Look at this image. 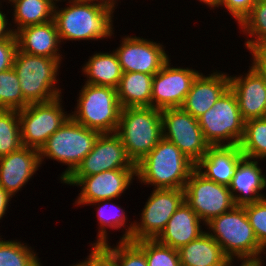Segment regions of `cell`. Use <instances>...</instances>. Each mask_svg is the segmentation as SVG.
<instances>
[{"instance_id": "1", "label": "cell", "mask_w": 266, "mask_h": 266, "mask_svg": "<svg viewBox=\"0 0 266 266\" xmlns=\"http://www.w3.org/2000/svg\"><path fill=\"white\" fill-rule=\"evenodd\" d=\"M65 1V7H61L60 3ZM114 16L111 10L87 0H57L54 9V21L62 45L67 41L115 38Z\"/></svg>"}, {"instance_id": "2", "label": "cell", "mask_w": 266, "mask_h": 266, "mask_svg": "<svg viewBox=\"0 0 266 266\" xmlns=\"http://www.w3.org/2000/svg\"><path fill=\"white\" fill-rule=\"evenodd\" d=\"M196 165L171 141L161 138L138 164L136 183L152 189H184Z\"/></svg>"}, {"instance_id": "3", "label": "cell", "mask_w": 266, "mask_h": 266, "mask_svg": "<svg viewBox=\"0 0 266 266\" xmlns=\"http://www.w3.org/2000/svg\"><path fill=\"white\" fill-rule=\"evenodd\" d=\"M204 228L230 260H265L266 251L254 235L244 206L213 218Z\"/></svg>"}, {"instance_id": "4", "label": "cell", "mask_w": 266, "mask_h": 266, "mask_svg": "<svg viewBox=\"0 0 266 266\" xmlns=\"http://www.w3.org/2000/svg\"><path fill=\"white\" fill-rule=\"evenodd\" d=\"M62 61L27 54L17 49L13 68L19 78L23 97L29 104L45 103L62 96L63 89L59 86Z\"/></svg>"}, {"instance_id": "5", "label": "cell", "mask_w": 266, "mask_h": 266, "mask_svg": "<svg viewBox=\"0 0 266 266\" xmlns=\"http://www.w3.org/2000/svg\"><path fill=\"white\" fill-rule=\"evenodd\" d=\"M100 134L99 131L88 129L70 117L39 150L41 166L48 159L67 166L58 177L62 182L93 149Z\"/></svg>"}, {"instance_id": "6", "label": "cell", "mask_w": 266, "mask_h": 266, "mask_svg": "<svg viewBox=\"0 0 266 266\" xmlns=\"http://www.w3.org/2000/svg\"><path fill=\"white\" fill-rule=\"evenodd\" d=\"M116 134L130 159L138 164L163 137L161 110L140 106L122 108Z\"/></svg>"}, {"instance_id": "7", "label": "cell", "mask_w": 266, "mask_h": 266, "mask_svg": "<svg viewBox=\"0 0 266 266\" xmlns=\"http://www.w3.org/2000/svg\"><path fill=\"white\" fill-rule=\"evenodd\" d=\"M78 90L77 103L70 115L88 129L103 133H116L121 106L117 89L84 83Z\"/></svg>"}, {"instance_id": "8", "label": "cell", "mask_w": 266, "mask_h": 266, "mask_svg": "<svg viewBox=\"0 0 266 266\" xmlns=\"http://www.w3.org/2000/svg\"><path fill=\"white\" fill-rule=\"evenodd\" d=\"M198 122L210 146H239L242 140L245 121L231 88L198 118Z\"/></svg>"}, {"instance_id": "9", "label": "cell", "mask_w": 266, "mask_h": 266, "mask_svg": "<svg viewBox=\"0 0 266 266\" xmlns=\"http://www.w3.org/2000/svg\"><path fill=\"white\" fill-rule=\"evenodd\" d=\"M63 98L62 95L49 102L31 103L18 110L24 147L40 150L47 139L71 117L70 112L65 111Z\"/></svg>"}, {"instance_id": "10", "label": "cell", "mask_w": 266, "mask_h": 266, "mask_svg": "<svg viewBox=\"0 0 266 266\" xmlns=\"http://www.w3.org/2000/svg\"><path fill=\"white\" fill-rule=\"evenodd\" d=\"M183 190L184 201L204 225L236 206L229 186L207 179L196 168L191 172Z\"/></svg>"}, {"instance_id": "11", "label": "cell", "mask_w": 266, "mask_h": 266, "mask_svg": "<svg viewBox=\"0 0 266 266\" xmlns=\"http://www.w3.org/2000/svg\"><path fill=\"white\" fill-rule=\"evenodd\" d=\"M135 179L136 169H117L85 177H66L61 183L81 189L73 205L84 207L96 201L119 200L131 188Z\"/></svg>"}, {"instance_id": "12", "label": "cell", "mask_w": 266, "mask_h": 266, "mask_svg": "<svg viewBox=\"0 0 266 266\" xmlns=\"http://www.w3.org/2000/svg\"><path fill=\"white\" fill-rule=\"evenodd\" d=\"M163 138L175 144L195 165L211 147L197 118L181 107L161 110Z\"/></svg>"}, {"instance_id": "13", "label": "cell", "mask_w": 266, "mask_h": 266, "mask_svg": "<svg viewBox=\"0 0 266 266\" xmlns=\"http://www.w3.org/2000/svg\"><path fill=\"white\" fill-rule=\"evenodd\" d=\"M183 202V189H153L138 215L140 219L134 221L130 241L156 239Z\"/></svg>"}, {"instance_id": "14", "label": "cell", "mask_w": 266, "mask_h": 266, "mask_svg": "<svg viewBox=\"0 0 266 266\" xmlns=\"http://www.w3.org/2000/svg\"><path fill=\"white\" fill-rule=\"evenodd\" d=\"M121 36L120 44L113 48L122 72H142L155 75L170 59L166 46L160 41L137 35ZM167 52V53H166Z\"/></svg>"}, {"instance_id": "15", "label": "cell", "mask_w": 266, "mask_h": 266, "mask_svg": "<svg viewBox=\"0 0 266 266\" xmlns=\"http://www.w3.org/2000/svg\"><path fill=\"white\" fill-rule=\"evenodd\" d=\"M171 58L154 75L152 81L151 107L156 109L181 107L193 80L201 72L184 66H173ZM172 64V65H171Z\"/></svg>"}, {"instance_id": "16", "label": "cell", "mask_w": 266, "mask_h": 266, "mask_svg": "<svg viewBox=\"0 0 266 266\" xmlns=\"http://www.w3.org/2000/svg\"><path fill=\"white\" fill-rule=\"evenodd\" d=\"M136 169L116 133L100 134L93 149L68 177H85L107 170Z\"/></svg>"}, {"instance_id": "17", "label": "cell", "mask_w": 266, "mask_h": 266, "mask_svg": "<svg viewBox=\"0 0 266 266\" xmlns=\"http://www.w3.org/2000/svg\"><path fill=\"white\" fill-rule=\"evenodd\" d=\"M41 167L39 150L22 146L19 150L0 157V186L15 197L34 179Z\"/></svg>"}, {"instance_id": "18", "label": "cell", "mask_w": 266, "mask_h": 266, "mask_svg": "<svg viewBox=\"0 0 266 266\" xmlns=\"http://www.w3.org/2000/svg\"><path fill=\"white\" fill-rule=\"evenodd\" d=\"M212 70L205 75L200 72L193 80L181 108L199 118L230 88V76L227 72Z\"/></svg>"}, {"instance_id": "19", "label": "cell", "mask_w": 266, "mask_h": 266, "mask_svg": "<svg viewBox=\"0 0 266 266\" xmlns=\"http://www.w3.org/2000/svg\"><path fill=\"white\" fill-rule=\"evenodd\" d=\"M243 74L230 75V88L235 93L244 121L266 117V82L250 65Z\"/></svg>"}, {"instance_id": "20", "label": "cell", "mask_w": 266, "mask_h": 266, "mask_svg": "<svg viewBox=\"0 0 266 266\" xmlns=\"http://www.w3.org/2000/svg\"><path fill=\"white\" fill-rule=\"evenodd\" d=\"M260 160L243 157L229 185L236 206H245L266 198V173ZM260 163V164H259Z\"/></svg>"}, {"instance_id": "21", "label": "cell", "mask_w": 266, "mask_h": 266, "mask_svg": "<svg viewBox=\"0 0 266 266\" xmlns=\"http://www.w3.org/2000/svg\"><path fill=\"white\" fill-rule=\"evenodd\" d=\"M17 49L31 55L54 59H65L62 55V43L54 19L48 22L31 25L15 33Z\"/></svg>"}, {"instance_id": "22", "label": "cell", "mask_w": 266, "mask_h": 266, "mask_svg": "<svg viewBox=\"0 0 266 266\" xmlns=\"http://www.w3.org/2000/svg\"><path fill=\"white\" fill-rule=\"evenodd\" d=\"M114 200L115 199L101 200L88 204L90 207H95V214H97L96 220L98 222L96 240L92 243L89 242L91 248H100L102 245L110 243L109 237L111 236L110 233H108L111 232L110 230H112V232L114 230L116 232L118 230L123 232L122 235L119 236L120 238L118 241H130L134 229V219L133 222L132 220L130 221L128 218L129 215L125 209H123L120 204H115ZM128 221L130 222L128 223ZM108 229L110 230L108 231Z\"/></svg>"}, {"instance_id": "23", "label": "cell", "mask_w": 266, "mask_h": 266, "mask_svg": "<svg viewBox=\"0 0 266 266\" xmlns=\"http://www.w3.org/2000/svg\"><path fill=\"white\" fill-rule=\"evenodd\" d=\"M204 226L195 211L184 201L171 216L165 229L156 240L160 244L178 250L205 232Z\"/></svg>"}, {"instance_id": "24", "label": "cell", "mask_w": 266, "mask_h": 266, "mask_svg": "<svg viewBox=\"0 0 266 266\" xmlns=\"http://www.w3.org/2000/svg\"><path fill=\"white\" fill-rule=\"evenodd\" d=\"M243 157L239 146H211L196 164V169L207 179L229 186Z\"/></svg>"}, {"instance_id": "25", "label": "cell", "mask_w": 266, "mask_h": 266, "mask_svg": "<svg viewBox=\"0 0 266 266\" xmlns=\"http://www.w3.org/2000/svg\"><path fill=\"white\" fill-rule=\"evenodd\" d=\"M87 60L81 65L84 83L117 89L123 72L114 50L96 51Z\"/></svg>"}, {"instance_id": "26", "label": "cell", "mask_w": 266, "mask_h": 266, "mask_svg": "<svg viewBox=\"0 0 266 266\" xmlns=\"http://www.w3.org/2000/svg\"><path fill=\"white\" fill-rule=\"evenodd\" d=\"M181 266H225L230 259L222 247L205 231L178 249Z\"/></svg>"}, {"instance_id": "27", "label": "cell", "mask_w": 266, "mask_h": 266, "mask_svg": "<svg viewBox=\"0 0 266 266\" xmlns=\"http://www.w3.org/2000/svg\"><path fill=\"white\" fill-rule=\"evenodd\" d=\"M153 77L142 72H123L117 87L121 108L151 107Z\"/></svg>"}, {"instance_id": "28", "label": "cell", "mask_w": 266, "mask_h": 266, "mask_svg": "<svg viewBox=\"0 0 266 266\" xmlns=\"http://www.w3.org/2000/svg\"><path fill=\"white\" fill-rule=\"evenodd\" d=\"M57 0H8L13 10L11 27L14 34L27 26L42 24L54 19Z\"/></svg>"}, {"instance_id": "29", "label": "cell", "mask_w": 266, "mask_h": 266, "mask_svg": "<svg viewBox=\"0 0 266 266\" xmlns=\"http://www.w3.org/2000/svg\"><path fill=\"white\" fill-rule=\"evenodd\" d=\"M239 148L246 158L266 161V117L244 122Z\"/></svg>"}, {"instance_id": "30", "label": "cell", "mask_w": 266, "mask_h": 266, "mask_svg": "<svg viewBox=\"0 0 266 266\" xmlns=\"http://www.w3.org/2000/svg\"><path fill=\"white\" fill-rule=\"evenodd\" d=\"M40 259L27 242L0 238V266H40Z\"/></svg>"}, {"instance_id": "31", "label": "cell", "mask_w": 266, "mask_h": 266, "mask_svg": "<svg viewBox=\"0 0 266 266\" xmlns=\"http://www.w3.org/2000/svg\"><path fill=\"white\" fill-rule=\"evenodd\" d=\"M238 28L246 36L244 46L260 45L266 39V3L257 0Z\"/></svg>"}, {"instance_id": "32", "label": "cell", "mask_w": 266, "mask_h": 266, "mask_svg": "<svg viewBox=\"0 0 266 266\" xmlns=\"http://www.w3.org/2000/svg\"><path fill=\"white\" fill-rule=\"evenodd\" d=\"M22 146L18 110L0 109V157Z\"/></svg>"}, {"instance_id": "33", "label": "cell", "mask_w": 266, "mask_h": 266, "mask_svg": "<svg viewBox=\"0 0 266 266\" xmlns=\"http://www.w3.org/2000/svg\"><path fill=\"white\" fill-rule=\"evenodd\" d=\"M116 266H148L145 253L131 241L107 243L99 248Z\"/></svg>"}, {"instance_id": "34", "label": "cell", "mask_w": 266, "mask_h": 266, "mask_svg": "<svg viewBox=\"0 0 266 266\" xmlns=\"http://www.w3.org/2000/svg\"><path fill=\"white\" fill-rule=\"evenodd\" d=\"M28 105L14 68L0 72V109L21 110Z\"/></svg>"}, {"instance_id": "35", "label": "cell", "mask_w": 266, "mask_h": 266, "mask_svg": "<svg viewBox=\"0 0 266 266\" xmlns=\"http://www.w3.org/2000/svg\"><path fill=\"white\" fill-rule=\"evenodd\" d=\"M134 243L145 253L148 266H181L177 249L160 244L156 239Z\"/></svg>"}, {"instance_id": "36", "label": "cell", "mask_w": 266, "mask_h": 266, "mask_svg": "<svg viewBox=\"0 0 266 266\" xmlns=\"http://www.w3.org/2000/svg\"><path fill=\"white\" fill-rule=\"evenodd\" d=\"M244 209L257 241L266 251V198L245 205Z\"/></svg>"}, {"instance_id": "37", "label": "cell", "mask_w": 266, "mask_h": 266, "mask_svg": "<svg viewBox=\"0 0 266 266\" xmlns=\"http://www.w3.org/2000/svg\"><path fill=\"white\" fill-rule=\"evenodd\" d=\"M257 0H219L217 8L226 9L229 12V16L234 18L237 25H239L242 20L251 12L253 5Z\"/></svg>"}, {"instance_id": "38", "label": "cell", "mask_w": 266, "mask_h": 266, "mask_svg": "<svg viewBox=\"0 0 266 266\" xmlns=\"http://www.w3.org/2000/svg\"><path fill=\"white\" fill-rule=\"evenodd\" d=\"M17 51V39L15 34L10 38L0 40V72L13 67L14 56Z\"/></svg>"}, {"instance_id": "39", "label": "cell", "mask_w": 266, "mask_h": 266, "mask_svg": "<svg viewBox=\"0 0 266 266\" xmlns=\"http://www.w3.org/2000/svg\"><path fill=\"white\" fill-rule=\"evenodd\" d=\"M90 250L87 255V266H116L99 248Z\"/></svg>"}, {"instance_id": "40", "label": "cell", "mask_w": 266, "mask_h": 266, "mask_svg": "<svg viewBox=\"0 0 266 266\" xmlns=\"http://www.w3.org/2000/svg\"><path fill=\"white\" fill-rule=\"evenodd\" d=\"M249 55L252 57L250 59L251 63L248 64H250L266 82V52H249Z\"/></svg>"}, {"instance_id": "41", "label": "cell", "mask_w": 266, "mask_h": 266, "mask_svg": "<svg viewBox=\"0 0 266 266\" xmlns=\"http://www.w3.org/2000/svg\"><path fill=\"white\" fill-rule=\"evenodd\" d=\"M2 8L3 4L0 5V40L10 38L14 34L10 23V18L7 13L2 11Z\"/></svg>"}, {"instance_id": "42", "label": "cell", "mask_w": 266, "mask_h": 266, "mask_svg": "<svg viewBox=\"0 0 266 266\" xmlns=\"http://www.w3.org/2000/svg\"><path fill=\"white\" fill-rule=\"evenodd\" d=\"M12 196H10L1 186H0V223L3 218H6L4 216L7 215V212L9 211L8 206L11 207V201ZM10 203V204H9Z\"/></svg>"}, {"instance_id": "43", "label": "cell", "mask_w": 266, "mask_h": 266, "mask_svg": "<svg viewBox=\"0 0 266 266\" xmlns=\"http://www.w3.org/2000/svg\"><path fill=\"white\" fill-rule=\"evenodd\" d=\"M264 266V260H230L225 266ZM240 263V264H239Z\"/></svg>"}, {"instance_id": "44", "label": "cell", "mask_w": 266, "mask_h": 266, "mask_svg": "<svg viewBox=\"0 0 266 266\" xmlns=\"http://www.w3.org/2000/svg\"><path fill=\"white\" fill-rule=\"evenodd\" d=\"M87 1L102 6L108 10H111L113 13L116 12L115 9H117L119 3H121L120 0H87Z\"/></svg>"}, {"instance_id": "45", "label": "cell", "mask_w": 266, "mask_h": 266, "mask_svg": "<svg viewBox=\"0 0 266 266\" xmlns=\"http://www.w3.org/2000/svg\"><path fill=\"white\" fill-rule=\"evenodd\" d=\"M249 52H266V39L257 46H245Z\"/></svg>"}, {"instance_id": "46", "label": "cell", "mask_w": 266, "mask_h": 266, "mask_svg": "<svg viewBox=\"0 0 266 266\" xmlns=\"http://www.w3.org/2000/svg\"><path fill=\"white\" fill-rule=\"evenodd\" d=\"M199 2H201V5H205L207 6V8L209 7L210 10H214L213 12L215 13V9H217L218 6V1L219 0H197Z\"/></svg>"}, {"instance_id": "47", "label": "cell", "mask_w": 266, "mask_h": 266, "mask_svg": "<svg viewBox=\"0 0 266 266\" xmlns=\"http://www.w3.org/2000/svg\"><path fill=\"white\" fill-rule=\"evenodd\" d=\"M84 258L82 261L78 260L77 263L70 264L69 266H87V257H84ZM40 266H44L42 262Z\"/></svg>"}, {"instance_id": "48", "label": "cell", "mask_w": 266, "mask_h": 266, "mask_svg": "<svg viewBox=\"0 0 266 266\" xmlns=\"http://www.w3.org/2000/svg\"><path fill=\"white\" fill-rule=\"evenodd\" d=\"M8 0H0L1 4H4V2H7Z\"/></svg>"}]
</instances>
